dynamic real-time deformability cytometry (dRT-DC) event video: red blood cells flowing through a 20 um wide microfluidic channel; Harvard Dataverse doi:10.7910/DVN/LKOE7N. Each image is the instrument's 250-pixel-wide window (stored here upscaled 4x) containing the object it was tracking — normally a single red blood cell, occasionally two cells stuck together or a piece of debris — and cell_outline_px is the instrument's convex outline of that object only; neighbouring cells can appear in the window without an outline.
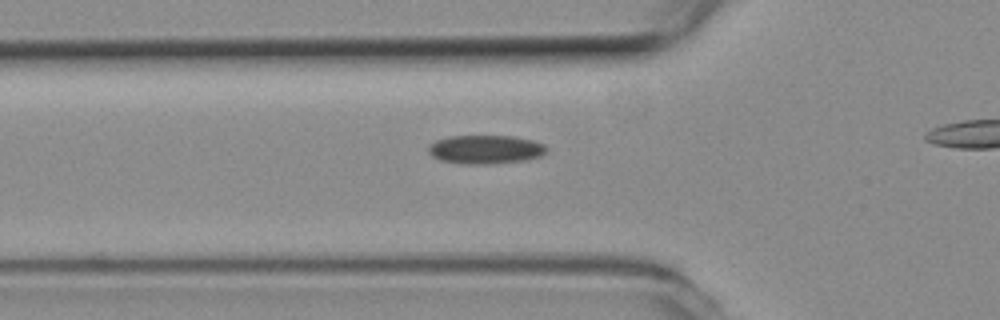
{"species": "common noctule bat (a hibernating species)", "species_latin": "Nyctalus noctula", "temperature_condition": "room temperature", "stored_images_in_passage": 17, "camera_frame_rate_fps": 3000, "um_per_image_px": 0.085, "animal": {"sex": "female", "body_mass_g": 19.3, "forearm_length_mm": 54.1}, "frame": {"image": 1, "passage_image": 10, "time_ms": 3.0, "image_size_px": [1000, 320], "cell_outline_px": [[548, 148], [540, 156], [528, 160], [496, 164], [464, 164], [440, 160], [432, 156], [428, 152], [428, 144], [436, 140], [448, 136], [512, 136], [532, 140], [544, 144]], "centroid_in_image_um": [41.25, 12.71], "position_along_channel_um": 84.6, "area_um2": 20.0}}
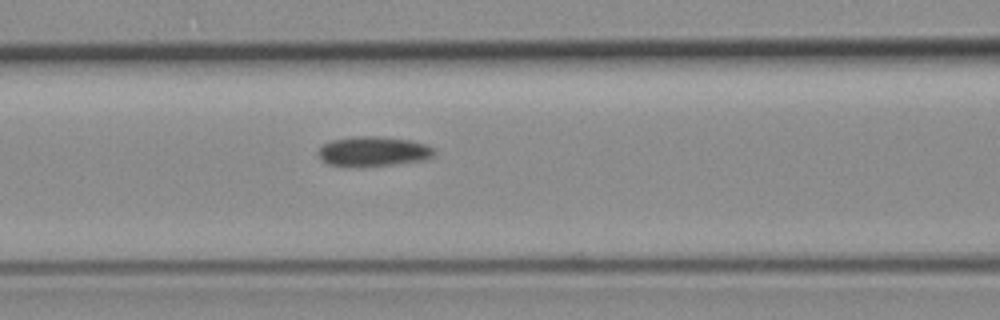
{"frame": {"image": 2, "passage_image": 14, "time_ms": 4.333, "image_size_px": [1000, 320], "cell_outline_px": [[436, 152], [432, 156], [424, 160], [392, 164], [356, 168], [332, 164], [324, 160], [320, 156], [320, 148], [324, 144], [332, 140], [356, 136], [380, 136], [408, 140], [424, 144], [432, 148]], "centroid_in_image_um": [31.74, 12.87], "position_along_channel_um": 134.9, "area_um2": 19.88}}